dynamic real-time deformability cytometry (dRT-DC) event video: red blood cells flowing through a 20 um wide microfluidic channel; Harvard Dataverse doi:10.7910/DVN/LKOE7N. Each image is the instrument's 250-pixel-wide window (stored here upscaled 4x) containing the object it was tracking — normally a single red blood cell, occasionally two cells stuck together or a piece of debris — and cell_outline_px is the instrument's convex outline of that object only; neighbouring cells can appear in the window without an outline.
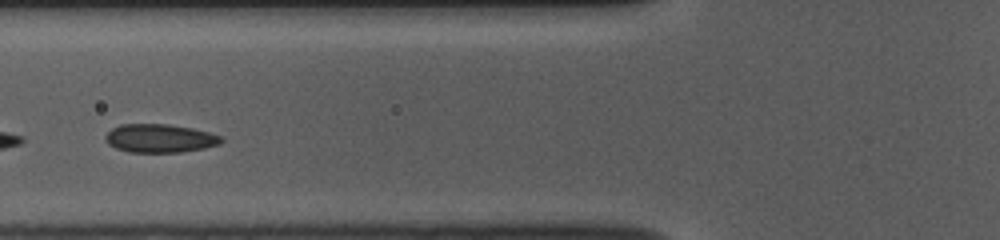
{"species": "common noctule bat (a hibernating species)", "species_latin": "Nyctalus noctula", "temperature_condition": "room temperature", "stored_images_in_passage": 35, "camera_frame_rate_fps": 3000, "um_per_image_px": 0.085, "animal": {"sex": "female", "body_mass_g": 10.0, "forearm_length_mm": 53.1}, "frame": {"image": 1, "passage_image": 12, "time_ms": 3.667, "image_size_px": [1000, 240], "cell_outline_px": [[224, 140], [220, 144], [204, 148], [180, 152], [128, 152], [116, 148], [108, 144], [108, 132], [112, 128], [120, 124], [168, 124], [192, 128], [208, 132], [220, 136]], "centroid_in_image_um": [13.61, 11.75], "position_along_channel_um": 112.2, "area_um2": 19.02}}
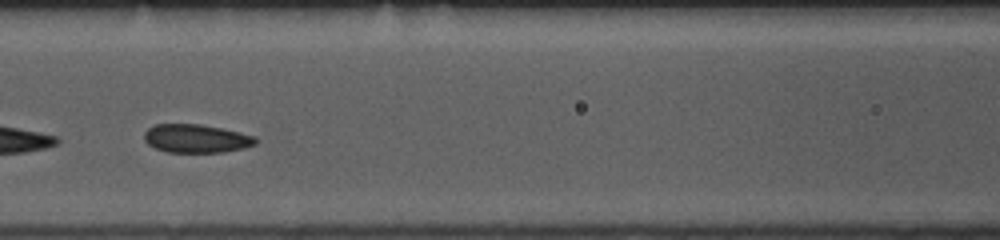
{"frame": {"image": 2, "passage_image": 15, "time_ms": 4.667, "image_size_px": [1000, 240], "cell_outline_px": [[256, 144], [244, 148], [224, 152], [168, 152], [156, 148], [148, 144], [144, 140], [144, 132], [152, 124], [200, 124], [240, 132], [256, 136]], "centroid_in_image_um": [16.67, 11.77], "position_along_channel_um": 149.9, "area_um2": 18.5}}
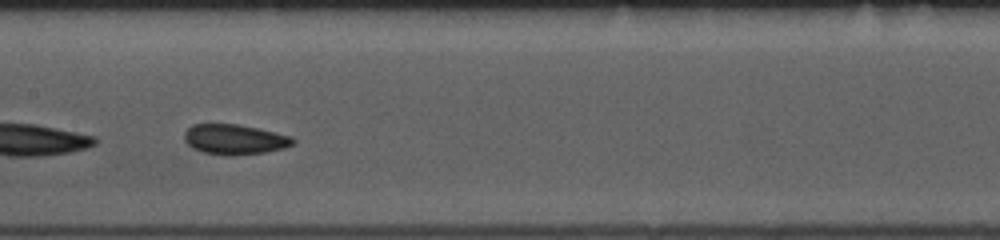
{"frame": {"image": 3, "passage_image": 18, "time_ms": 5.667, "image_size_px": [1000, 240], "cell_outline_px": [[296, 144], [284, 148], [264, 152], [232, 156], [228, 156], [204, 152], [192, 148], [184, 140], [184, 132], [192, 124], [236, 124], [256, 128], [292, 136], [296, 140]], "centroid_in_image_um": [19.95, 11.85], "position_along_channel_um": 187.4, "area_um2": 19.13}, "authors_computed_cell_mechanics": {"area_um2": 19.9988, "velocity_mm_per_s": 3.7646, "shape_relaxation_time_tau1_ms": 3.5212, "shape_relaxation_time_tau2_ms": 1.4617, "deformation_change_tau1": 0.0338, "deformation_change_tau2": 0.0638}}